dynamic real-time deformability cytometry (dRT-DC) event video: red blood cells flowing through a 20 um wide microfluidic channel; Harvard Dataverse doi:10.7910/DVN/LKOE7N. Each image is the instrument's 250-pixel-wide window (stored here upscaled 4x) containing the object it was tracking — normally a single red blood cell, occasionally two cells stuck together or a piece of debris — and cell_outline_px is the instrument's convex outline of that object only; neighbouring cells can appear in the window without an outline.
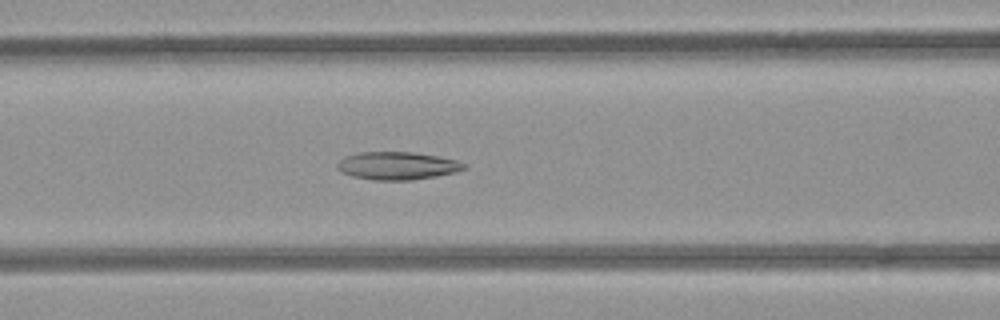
{"species": "common noctule bat (a hibernating species)", "species_latin": "Nyctalus noctula", "temperature_condition": "room temperature", "stored_images_in_passage": 53, "camera_frame_rate_fps": 3000, "um_per_image_px": 0.085, "animal": {"sex": "female", "body_mass_g": 21.9}, "frame": {"image": 1, "passage_image": 22, "time_ms": 7.0, "image_size_px": [1000, 320], "cell_outline_px": [[468, 168], [456, 172], [436, 176], [412, 180], [376, 180], [352, 176], [336, 168], [336, 164], [340, 160], [348, 156], [360, 152], [412, 152], [436, 156], [456, 160], [464, 164]], "centroid_in_image_um": [33.79, 14.09], "position_along_channel_um": 132.8, "area_um2": 20.35}}
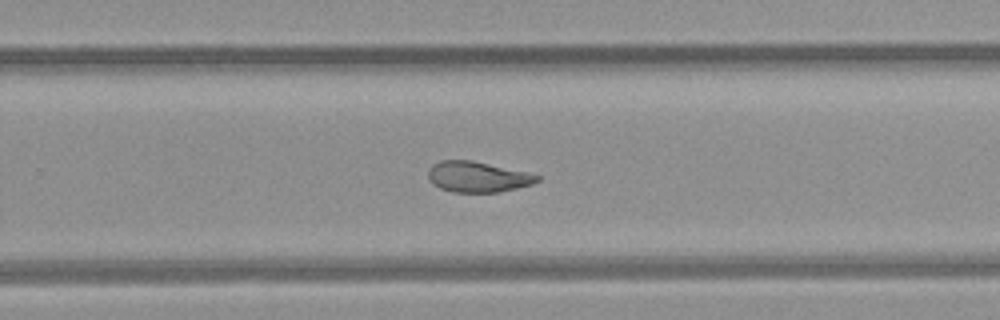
{"frame": {"image": 2, "passage_image": 34, "time_ms": 11.0, "image_size_px": [1000, 320], "cell_outline_px": [[540, 180], [532, 184], [516, 188], [496, 192], [452, 192], [440, 188], [428, 176], [428, 168], [432, 164], [440, 160], [472, 160], [524, 172], [540, 176]], "centroid_in_image_um": [40.57, 15.02], "position_along_channel_um": 289.2, "area_um2": 19.13}}
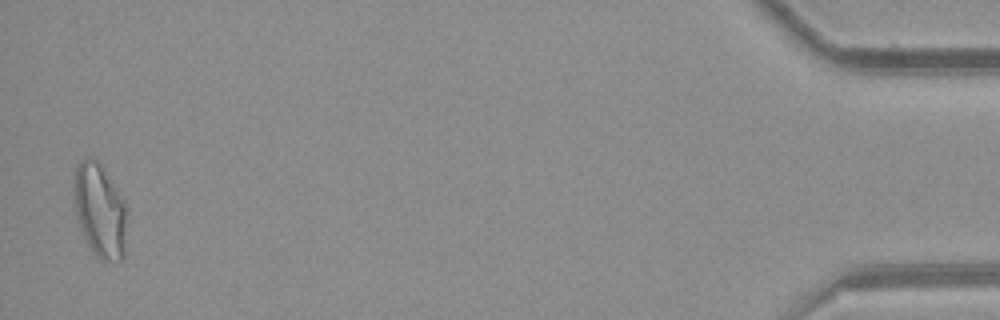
{"frame": {"image": 3, "passage_image": 52, "time_ms": 17.0, "image_size_px": [1000, 320], "cell_outline_px": [[128, 212], [124, 256], [120, 260], [100, 260], [92, 252], [80, 228], [72, 200], [72, 172], [80, 160], [96, 160], [104, 168], [124, 200], [128, 208]], "centroid_in_image_um": [8.47, 17.88], "position_along_channel_um": 426.7, "area_um2": 29.71}, "authors_computed_cell_mechanics": {"area_um2": 22.3686, "velocity_mm_per_s": 3.9131, "shape_relaxation_time_tau1_ms": null, "shape_relaxation_time_tau2_ms": 3.4031, "deformation_change_tau1": null, "deformation_change_tau2": 0.1056}}